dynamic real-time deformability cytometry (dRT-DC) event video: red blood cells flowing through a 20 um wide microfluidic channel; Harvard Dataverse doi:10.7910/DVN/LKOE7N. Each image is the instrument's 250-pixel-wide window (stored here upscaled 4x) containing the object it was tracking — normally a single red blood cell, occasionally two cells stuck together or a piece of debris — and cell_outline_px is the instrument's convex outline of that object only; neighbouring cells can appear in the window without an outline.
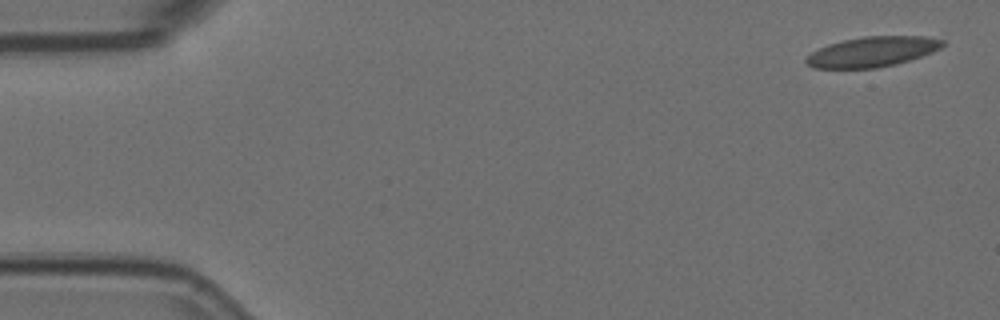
{"species": "Egyptian fruit bat (a non-hibernating species)", "species_latin": "Rousettus aegyptiacus", "temperature_condition": "room temperature", "stored_images_in_passage": 5, "camera_frame_rate_fps": 3000, "um_per_image_px": 0.085, "animal": {"sex": "female"}, "frame": {"image": 1, "passage_image": 1, "time_ms": 0.0, "image_size_px": [1000, 320], "cell_outline_px": [[944, 44], [940, 48], [932, 52], [896, 64], [876, 68], [812, 68], [804, 60], [812, 52], [828, 44], [844, 40], [864, 36], [928, 36], [944, 40]], "centroid_in_image_um": [74.15, 4.39], "position_along_channel_um": 10.8, "area_um2": 23.81}}
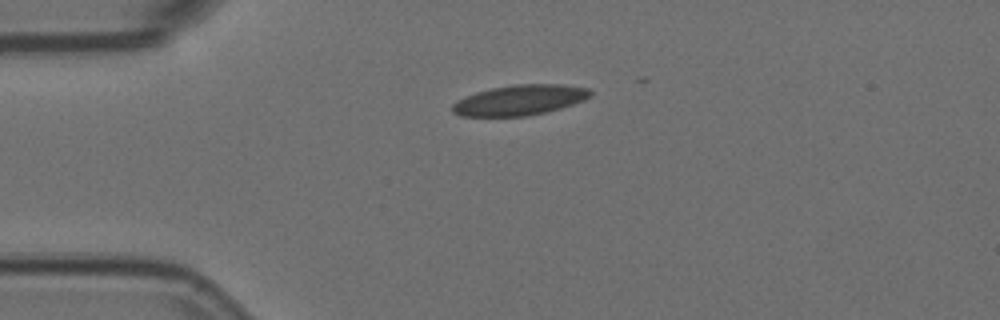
{"frame": {"image": 2, "passage_image": 4, "time_ms": 1.0, "image_size_px": [1000, 320], "cell_outline_px": [[592, 96], [584, 100], [548, 112], [528, 116], [460, 116], [452, 112], [452, 104], [476, 92], [492, 88], [516, 84], [564, 84], [588, 88], [592, 92]], "centroid_in_image_um": [44.22, 8.51], "position_along_channel_um": 40.8, "area_um2": 24.33}}